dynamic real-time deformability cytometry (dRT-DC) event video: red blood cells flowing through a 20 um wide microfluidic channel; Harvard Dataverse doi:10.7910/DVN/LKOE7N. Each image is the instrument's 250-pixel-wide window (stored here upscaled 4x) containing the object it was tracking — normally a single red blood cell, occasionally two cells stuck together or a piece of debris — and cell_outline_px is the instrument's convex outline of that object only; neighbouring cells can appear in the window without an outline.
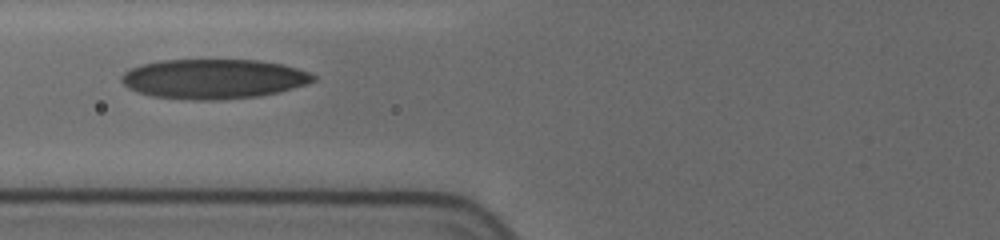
{"species": "human", "species_latin": "Homo sapiens", "temperature_condition": "cold", "stored_images_in_passage": 4, "camera_frame_rate_fps": 3000, "um_per_image_px": 0.085, "donor": {"sex": "female"}, "frame": {"image": 1, "passage_image": 3, "time_ms": 2.0, "image_size_px": [1000, 240], "cell_outline_px": [[316, 80], [308, 84], [280, 92], [260, 96], [220, 100], [192, 100], [152, 96], [136, 92], [128, 88], [120, 80], [120, 76], [124, 72], [140, 64], [160, 60], [260, 60], [284, 64], [308, 72], [316, 76]], "centroid_in_image_um": [18.16, 6.71], "position_along_channel_um": 107.6, "area_um2": 44.8}}